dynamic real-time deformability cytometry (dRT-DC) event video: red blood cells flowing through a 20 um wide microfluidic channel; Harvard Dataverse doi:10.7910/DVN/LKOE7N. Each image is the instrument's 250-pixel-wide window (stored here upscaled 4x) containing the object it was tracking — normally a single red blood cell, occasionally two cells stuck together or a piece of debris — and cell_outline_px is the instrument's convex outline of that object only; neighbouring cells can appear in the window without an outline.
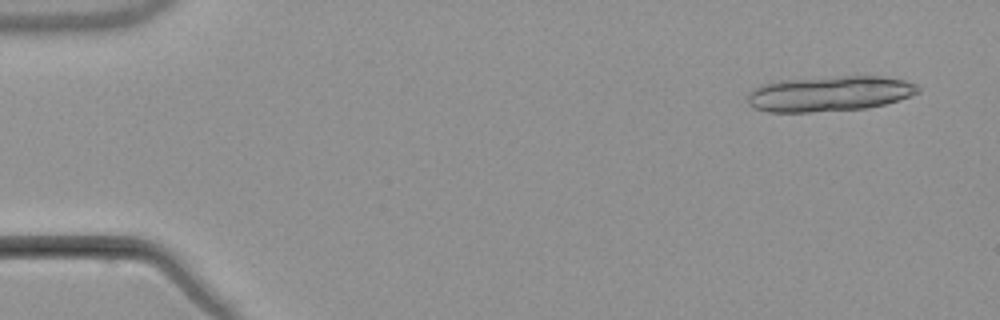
{"species": "common noctule bat (a hibernating species)", "species_latin": "Nyctalus noctula", "temperature_condition": "warm", "stored_images_in_passage": 5, "segment_of_instrument_passage": [1, 2], "camera_frame_rate_fps": 3000, "um_per_image_px": 0.085, "animal": {"sex": "male", "body_mass_g": 21.5, "forearm_length_mm": 52.0}, "frame": {"image": 1, "passage_image": 1, "time_ms": 0.0, "image_size_px": [1000, 320], "cell_outline_px": [[920, 92], [884, 104], [868, 108], [808, 112], [768, 112], [752, 108], [748, 104], [748, 92], [752, 88], [760, 84], [780, 80], [840, 76], [880, 76], [904, 80], [916, 84], [920, 88]], "centroid_in_image_um": [70.44, 7.96], "position_along_channel_um": 14.6, "area_um2": 35.26}}